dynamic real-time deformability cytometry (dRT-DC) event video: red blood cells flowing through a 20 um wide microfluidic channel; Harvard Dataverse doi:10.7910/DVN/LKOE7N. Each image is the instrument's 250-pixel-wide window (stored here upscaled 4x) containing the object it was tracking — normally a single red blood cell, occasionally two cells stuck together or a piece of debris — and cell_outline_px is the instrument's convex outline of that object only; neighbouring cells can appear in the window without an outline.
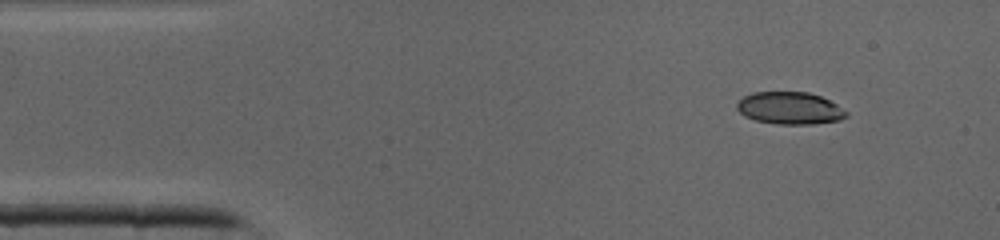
{"species": "common noctule bat (a hibernating species)", "species_latin": "Nyctalus noctula", "temperature_condition": "cold", "stored_images_in_passage": 23, "camera_frame_rate_fps": 3000, "um_per_image_px": 0.085, "animal": {"sex": "male", "body_mass_g": 19.0, "forearm_length_mm": 50.8}, "frame": {"image": 1, "passage_image": 1, "time_ms": 0.0, "image_size_px": [1000, 240], "cell_outline_px": [[848, 116], [840, 120], [812, 124], [776, 124], [756, 120], [744, 116], [736, 108], [736, 104], [744, 96], [752, 92], [808, 92], [820, 96], [836, 104], [848, 112]], "centroid_in_image_um": [67.13, 9.19], "position_along_channel_um": 17.9, "area_um2": 20.58}}